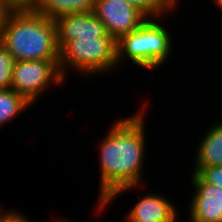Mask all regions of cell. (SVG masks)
<instances>
[{"instance_id": "6da1fadb", "label": "cell", "mask_w": 222, "mask_h": 222, "mask_svg": "<svg viewBox=\"0 0 222 222\" xmlns=\"http://www.w3.org/2000/svg\"><path fill=\"white\" fill-rule=\"evenodd\" d=\"M143 113L118 120L100 146V200L98 207L109 204L115 196L136 188L144 160Z\"/></svg>"}, {"instance_id": "7a4b0ae2", "label": "cell", "mask_w": 222, "mask_h": 222, "mask_svg": "<svg viewBox=\"0 0 222 222\" xmlns=\"http://www.w3.org/2000/svg\"><path fill=\"white\" fill-rule=\"evenodd\" d=\"M15 61L59 60L55 21L32 10H9L0 42Z\"/></svg>"}, {"instance_id": "3957f363", "label": "cell", "mask_w": 222, "mask_h": 222, "mask_svg": "<svg viewBox=\"0 0 222 222\" xmlns=\"http://www.w3.org/2000/svg\"><path fill=\"white\" fill-rule=\"evenodd\" d=\"M158 22L147 19L139 28L121 36L116 41L117 63L126 55L131 62L153 69L162 65L171 51V38Z\"/></svg>"}, {"instance_id": "277c9868", "label": "cell", "mask_w": 222, "mask_h": 222, "mask_svg": "<svg viewBox=\"0 0 222 222\" xmlns=\"http://www.w3.org/2000/svg\"><path fill=\"white\" fill-rule=\"evenodd\" d=\"M115 65L118 64L114 38L80 37L60 50L59 68L64 78L66 66L88 76L110 71Z\"/></svg>"}, {"instance_id": "5b68a950", "label": "cell", "mask_w": 222, "mask_h": 222, "mask_svg": "<svg viewBox=\"0 0 222 222\" xmlns=\"http://www.w3.org/2000/svg\"><path fill=\"white\" fill-rule=\"evenodd\" d=\"M64 79L59 60L15 61L11 89L34 103L51 81L60 84Z\"/></svg>"}, {"instance_id": "8992f818", "label": "cell", "mask_w": 222, "mask_h": 222, "mask_svg": "<svg viewBox=\"0 0 222 222\" xmlns=\"http://www.w3.org/2000/svg\"><path fill=\"white\" fill-rule=\"evenodd\" d=\"M93 13L116 41L139 28L148 18L125 0H96Z\"/></svg>"}, {"instance_id": "52a82bcc", "label": "cell", "mask_w": 222, "mask_h": 222, "mask_svg": "<svg viewBox=\"0 0 222 222\" xmlns=\"http://www.w3.org/2000/svg\"><path fill=\"white\" fill-rule=\"evenodd\" d=\"M54 21L59 50L69 41L80 37L113 38L93 12L66 14Z\"/></svg>"}, {"instance_id": "ba28073f", "label": "cell", "mask_w": 222, "mask_h": 222, "mask_svg": "<svg viewBox=\"0 0 222 222\" xmlns=\"http://www.w3.org/2000/svg\"><path fill=\"white\" fill-rule=\"evenodd\" d=\"M196 189L190 206V222L222 221V189L205 182L197 173L192 175Z\"/></svg>"}, {"instance_id": "9c48e42d", "label": "cell", "mask_w": 222, "mask_h": 222, "mask_svg": "<svg viewBox=\"0 0 222 222\" xmlns=\"http://www.w3.org/2000/svg\"><path fill=\"white\" fill-rule=\"evenodd\" d=\"M176 206L158 194L143 196L129 211V222H176Z\"/></svg>"}, {"instance_id": "30bf717a", "label": "cell", "mask_w": 222, "mask_h": 222, "mask_svg": "<svg viewBox=\"0 0 222 222\" xmlns=\"http://www.w3.org/2000/svg\"><path fill=\"white\" fill-rule=\"evenodd\" d=\"M196 157L194 173H197L203 167L222 166V122L215 124L204 135L198 145Z\"/></svg>"}, {"instance_id": "8fae6325", "label": "cell", "mask_w": 222, "mask_h": 222, "mask_svg": "<svg viewBox=\"0 0 222 222\" xmlns=\"http://www.w3.org/2000/svg\"><path fill=\"white\" fill-rule=\"evenodd\" d=\"M95 2L96 0H39L34 10L55 20L66 14L93 12Z\"/></svg>"}, {"instance_id": "7c38bea8", "label": "cell", "mask_w": 222, "mask_h": 222, "mask_svg": "<svg viewBox=\"0 0 222 222\" xmlns=\"http://www.w3.org/2000/svg\"><path fill=\"white\" fill-rule=\"evenodd\" d=\"M29 103L22 95L13 89L0 90V126L11 121L20 112L29 107Z\"/></svg>"}, {"instance_id": "4fadbf2b", "label": "cell", "mask_w": 222, "mask_h": 222, "mask_svg": "<svg viewBox=\"0 0 222 222\" xmlns=\"http://www.w3.org/2000/svg\"><path fill=\"white\" fill-rule=\"evenodd\" d=\"M142 11L147 17L163 15L168 9H174L175 0H125ZM154 15V16H153Z\"/></svg>"}, {"instance_id": "5bb4252c", "label": "cell", "mask_w": 222, "mask_h": 222, "mask_svg": "<svg viewBox=\"0 0 222 222\" xmlns=\"http://www.w3.org/2000/svg\"><path fill=\"white\" fill-rule=\"evenodd\" d=\"M14 63V57L0 43V90L11 89Z\"/></svg>"}, {"instance_id": "9a60e30c", "label": "cell", "mask_w": 222, "mask_h": 222, "mask_svg": "<svg viewBox=\"0 0 222 222\" xmlns=\"http://www.w3.org/2000/svg\"><path fill=\"white\" fill-rule=\"evenodd\" d=\"M197 174L205 181L222 189V166L201 168Z\"/></svg>"}, {"instance_id": "2e32d148", "label": "cell", "mask_w": 222, "mask_h": 222, "mask_svg": "<svg viewBox=\"0 0 222 222\" xmlns=\"http://www.w3.org/2000/svg\"><path fill=\"white\" fill-rule=\"evenodd\" d=\"M39 0H0V4L8 10H32Z\"/></svg>"}, {"instance_id": "e0dca14e", "label": "cell", "mask_w": 222, "mask_h": 222, "mask_svg": "<svg viewBox=\"0 0 222 222\" xmlns=\"http://www.w3.org/2000/svg\"><path fill=\"white\" fill-rule=\"evenodd\" d=\"M0 222H31L27 219V217L22 216V214L18 212H3L1 214L0 210Z\"/></svg>"}, {"instance_id": "ac0fdd59", "label": "cell", "mask_w": 222, "mask_h": 222, "mask_svg": "<svg viewBox=\"0 0 222 222\" xmlns=\"http://www.w3.org/2000/svg\"><path fill=\"white\" fill-rule=\"evenodd\" d=\"M8 13H9V10L0 4V42H1L2 32H3L4 20Z\"/></svg>"}, {"instance_id": "d6986e66", "label": "cell", "mask_w": 222, "mask_h": 222, "mask_svg": "<svg viewBox=\"0 0 222 222\" xmlns=\"http://www.w3.org/2000/svg\"><path fill=\"white\" fill-rule=\"evenodd\" d=\"M214 1L222 9V0H214Z\"/></svg>"}]
</instances>
